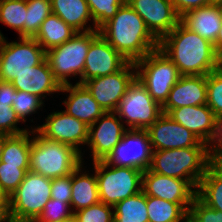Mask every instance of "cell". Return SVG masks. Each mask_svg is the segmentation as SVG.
<instances>
[{
    "label": "cell",
    "instance_id": "cell-1",
    "mask_svg": "<svg viewBox=\"0 0 222 222\" xmlns=\"http://www.w3.org/2000/svg\"><path fill=\"white\" fill-rule=\"evenodd\" d=\"M159 49L175 64L181 76L208 75L222 66L214 45L181 21L159 41Z\"/></svg>",
    "mask_w": 222,
    "mask_h": 222
},
{
    "label": "cell",
    "instance_id": "cell-2",
    "mask_svg": "<svg viewBox=\"0 0 222 222\" xmlns=\"http://www.w3.org/2000/svg\"><path fill=\"white\" fill-rule=\"evenodd\" d=\"M99 33L129 62L135 63L159 48V41L127 2L99 29Z\"/></svg>",
    "mask_w": 222,
    "mask_h": 222
},
{
    "label": "cell",
    "instance_id": "cell-3",
    "mask_svg": "<svg viewBox=\"0 0 222 222\" xmlns=\"http://www.w3.org/2000/svg\"><path fill=\"white\" fill-rule=\"evenodd\" d=\"M210 163L208 147L155 150L149 169L163 176L187 180L197 190Z\"/></svg>",
    "mask_w": 222,
    "mask_h": 222
},
{
    "label": "cell",
    "instance_id": "cell-4",
    "mask_svg": "<svg viewBox=\"0 0 222 222\" xmlns=\"http://www.w3.org/2000/svg\"><path fill=\"white\" fill-rule=\"evenodd\" d=\"M32 130L38 135L31 142L30 171L53 179L72 174L82 164L83 155L74 147L46 139L36 129Z\"/></svg>",
    "mask_w": 222,
    "mask_h": 222
},
{
    "label": "cell",
    "instance_id": "cell-5",
    "mask_svg": "<svg viewBox=\"0 0 222 222\" xmlns=\"http://www.w3.org/2000/svg\"><path fill=\"white\" fill-rule=\"evenodd\" d=\"M52 179L28 171L10 195L9 222H34L51 199Z\"/></svg>",
    "mask_w": 222,
    "mask_h": 222
},
{
    "label": "cell",
    "instance_id": "cell-6",
    "mask_svg": "<svg viewBox=\"0 0 222 222\" xmlns=\"http://www.w3.org/2000/svg\"><path fill=\"white\" fill-rule=\"evenodd\" d=\"M93 166L100 202L115 206L121 200L142 191V170L108 165L104 160L93 162Z\"/></svg>",
    "mask_w": 222,
    "mask_h": 222
},
{
    "label": "cell",
    "instance_id": "cell-7",
    "mask_svg": "<svg viewBox=\"0 0 222 222\" xmlns=\"http://www.w3.org/2000/svg\"><path fill=\"white\" fill-rule=\"evenodd\" d=\"M135 66L136 78L150 96L163 106L181 76L178 68L159 48L135 62Z\"/></svg>",
    "mask_w": 222,
    "mask_h": 222
},
{
    "label": "cell",
    "instance_id": "cell-8",
    "mask_svg": "<svg viewBox=\"0 0 222 222\" xmlns=\"http://www.w3.org/2000/svg\"><path fill=\"white\" fill-rule=\"evenodd\" d=\"M114 112L121 120L126 118L128 129L133 130H146L163 114L162 106L137 78L130 84Z\"/></svg>",
    "mask_w": 222,
    "mask_h": 222
},
{
    "label": "cell",
    "instance_id": "cell-9",
    "mask_svg": "<svg viewBox=\"0 0 222 222\" xmlns=\"http://www.w3.org/2000/svg\"><path fill=\"white\" fill-rule=\"evenodd\" d=\"M19 42L0 39V81L12 82L19 74L41 64L46 51L34 38L19 37Z\"/></svg>",
    "mask_w": 222,
    "mask_h": 222
},
{
    "label": "cell",
    "instance_id": "cell-10",
    "mask_svg": "<svg viewBox=\"0 0 222 222\" xmlns=\"http://www.w3.org/2000/svg\"><path fill=\"white\" fill-rule=\"evenodd\" d=\"M90 48V31L78 32L70 40L46 52V59L61 85L69 84L68 78L82 77L86 56Z\"/></svg>",
    "mask_w": 222,
    "mask_h": 222
},
{
    "label": "cell",
    "instance_id": "cell-11",
    "mask_svg": "<svg viewBox=\"0 0 222 222\" xmlns=\"http://www.w3.org/2000/svg\"><path fill=\"white\" fill-rule=\"evenodd\" d=\"M135 72V63L128 62L121 70L89 79L83 85L105 112L115 111L122 96L136 78Z\"/></svg>",
    "mask_w": 222,
    "mask_h": 222
},
{
    "label": "cell",
    "instance_id": "cell-12",
    "mask_svg": "<svg viewBox=\"0 0 222 222\" xmlns=\"http://www.w3.org/2000/svg\"><path fill=\"white\" fill-rule=\"evenodd\" d=\"M152 147L146 130L128 129L122 140L104 160L108 165L149 169Z\"/></svg>",
    "mask_w": 222,
    "mask_h": 222
},
{
    "label": "cell",
    "instance_id": "cell-13",
    "mask_svg": "<svg viewBox=\"0 0 222 222\" xmlns=\"http://www.w3.org/2000/svg\"><path fill=\"white\" fill-rule=\"evenodd\" d=\"M128 62L100 35L99 30L90 31V48L81 80L77 83L83 84L89 79L113 74Z\"/></svg>",
    "mask_w": 222,
    "mask_h": 222
},
{
    "label": "cell",
    "instance_id": "cell-14",
    "mask_svg": "<svg viewBox=\"0 0 222 222\" xmlns=\"http://www.w3.org/2000/svg\"><path fill=\"white\" fill-rule=\"evenodd\" d=\"M152 150H168L189 147H208L190 130L163 113L146 129Z\"/></svg>",
    "mask_w": 222,
    "mask_h": 222
},
{
    "label": "cell",
    "instance_id": "cell-15",
    "mask_svg": "<svg viewBox=\"0 0 222 222\" xmlns=\"http://www.w3.org/2000/svg\"><path fill=\"white\" fill-rule=\"evenodd\" d=\"M144 20L147 29L160 41L180 22L171 0H126Z\"/></svg>",
    "mask_w": 222,
    "mask_h": 222
},
{
    "label": "cell",
    "instance_id": "cell-16",
    "mask_svg": "<svg viewBox=\"0 0 222 222\" xmlns=\"http://www.w3.org/2000/svg\"><path fill=\"white\" fill-rule=\"evenodd\" d=\"M120 121L114 111H108L89 126L87 145L92 150L93 162L105 160L122 140L128 128Z\"/></svg>",
    "mask_w": 222,
    "mask_h": 222
},
{
    "label": "cell",
    "instance_id": "cell-17",
    "mask_svg": "<svg viewBox=\"0 0 222 222\" xmlns=\"http://www.w3.org/2000/svg\"><path fill=\"white\" fill-rule=\"evenodd\" d=\"M36 129L46 139L68 144L80 153L79 145L87 144L89 126L65 111L53 112Z\"/></svg>",
    "mask_w": 222,
    "mask_h": 222
},
{
    "label": "cell",
    "instance_id": "cell-18",
    "mask_svg": "<svg viewBox=\"0 0 222 222\" xmlns=\"http://www.w3.org/2000/svg\"><path fill=\"white\" fill-rule=\"evenodd\" d=\"M183 179L163 176L144 170L142 175V191L146 196H153L173 203H192L197 190Z\"/></svg>",
    "mask_w": 222,
    "mask_h": 222
},
{
    "label": "cell",
    "instance_id": "cell-19",
    "mask_svg": "<svg viewBox=\"0 0 222 222\" xmlns=\"http://www.w3.org/2000/svg\"><path fill=\"white\" fill-rule=\"evenodd\" d=\"M207 103V75L180 76L172 87L163 113L171 109L189 106H200Z\"/></svg>",
    "mask_w": 222,
    "mask_h": 222
},
{
    "label": "cell",
    "instance_id": "cell-20",
    "mask_svg": "<svg viewBox=\"0 0 222 222\" xmlns=\"http://www.w3.org/2000/svg\"><path fill=\"white\" fill-rule=\"evenodd\" d=\"M167 115L208 144L214 131L215 114L207 104L171 109Z\"/></svg>",
    "mask_w": 222,
    "mask_h": 222
},
{
    "label": "cell",
    "instance_id": "cell-21",
    "mask_svg": "<svg viewBox=\"0 0 222 222\" xmlns=\"http://www.w3.org/2000/svg\"><path fill=\"white\" fill-rule=\"evenodd\" d=\"M60 92L69 93L67 100L63 102L66 106L64 111L87 126L92 125L105 113L83 84L62 85Z\"/></svg>",
    "mask_w": 222,
    "mask_h": 222
},
{
    "label": "cell",
    "instance_id": "cell-22",
    "mask_svg": "<svg viewBox=\"0 0 222 222\" xmlns=\"http://www.w3.org/2000/svg\"><path fill=\"white\" fill-rule=\"evenodd\" d=\"M11 83L16 90L31 93L41 99L46 97L45 94L60 92L62 87L54 77L47 59L19 74Z\"/></svg>",
    "mask_w": 222,
    "mask_h": 222
},
{
    "label": "cell",
    "instance_id": "cell-23",
    "mask_svg": "<svg viewBox=\"0 0 222 222\" xmlns=\"http://www.w3.org/2000/svg\"><path fill=\"white\" fill-rule=\"evenodd\" d=\"M180 21L214 45L222 24V3L190 10L181 16Z\"/></svg>",
    "mask_w": 222,
    "mask_h": 222
},
{
    "label": "cell",
    "instance_id": "cell-24",
    "mask_svg": "<svg viewBox=\"0 0 222 222\" xmlns=\"http://www.w3.org/2000/svg\"><path fill=\"white\" fill-rule=\"evenodd\" d=\"M52 14L57 15L77 32H89L95 27H85L93 18L86 0H51ZM94 28V29H93Z\"/></svg>",
    "mask_w": 222,
    "mask_h": 222
},
{
    "label": "cell",
    "instance_id": "cell-25",
    "mask_svg": "<svg viewBox=\"0 0 222 222\" xmlns=\"http://www.w3.org/2000/svg\"><path fill=\"white\" fill-rule=\"evenodd\" d=\"M82 167L83 165L80 164L72 173L70 205L74 212L100 202L96 174L89 175L86 171L82 174Z\"/></svg>",
    "mask_w": 222,
    "mask_h": 222
},
{
    "label": "cell",
    "instance_id": "cell-26",
    "mask_svg": "<svg viewBox=\"0 0 222 222\" xmlns=\"http://www.w3.org/2000/svg\"><path fill=\"white\" fill-rule=\"evenodd\" d=\"M196 196L208 207L222 212V163L209 164L200 180Z\"/></svg>",
    "mask_w": 222,
    "mask_h": 222
},
{
    "label": "cell",
    "instance_id": "cell-27",
    "mask_svg": "<svg viewBox=\"0 0 222 222\" xmlns=\"http://www.w3.org/2000/svg\"><path fill=\"white\" fill-rule=\"evenodd\" d=\"M77 33L57 15L51 14L40 25L37 34L33 38L47 52L67 42Z\"/></svg>",
    "mask_w": 222,
    "mask_h": 222
},
{
    "label": "cell",
    "instance_id": "cell-28",
    "mask_svg": "<svg viewBox=\"0 0 222 222\" xmlns=\"http://www.w3.org/2000/svg\"><path fill=\"white\" fill-rule=\"evenodd\" d=\"M146 203L149 222H183L192 204L173 203L153 196H146Z\"/></svg>",
    "mask_w": 222,
    "mask_h": 222
},
{
    "label": "cell",
    "instance_id": "cell-29",
    "mask_svg": "<svg viewBox=\"0 0 222 222\" xmlns=\"http://www.w3.org/2000/svg\"><path fill=\"white\" fill-rule=\"evenodd\" d=\"M33 131L19 135H9L5 139L1 162L5 165L17 166V168H30V149ZM31 139V140H30Z\"/></svg>",
    "mask_w": 222,
    "mask_h": 222
},
{
    "label": "cell",
    "instance_id": "cell-30",
    "mask_svg": "<svg viewBox=\"0 0 222 222\" xmlns=\"http://www.w3.org/2000/svg\"><path fill=\"white\" fill-rule=\"evenodd\" d=\"M113 212L114 222H149L143 191L118 202Z\"/></svg>",
    "mask_w": 222,
    "mask_h": 222
},
{
    "label": "cell",
    "instance_id": "cell-31",
    "mask_svg": "<svg viewBox=\"0 0 222 222\" xmlns=\"http://www.w3.org/2000/svg\"><path fill=\"white\" fill-rule=\"evenodd\" d=\"M26 0H0V22L26 37Z\"/></svg>",
    "mask_w": 222,
    "mask_h": 222
},
{
    "label": "cell",
    "instance_id": "cell-32",
    "mask_svg": "<svg viewBox=\"0 0 222 222\" xmlns=\"http://www.w3.org/2000/svg\"><path fill=\"white\" fill-rule=\"evenodd\" d=\"M26 37L33 38L40 25L52 14L51 0H26Z\"/></svg>",
    "mask_w": 222,
    "mask_h": 222
},
{
    "label": "cell",
    "instance_id": "cell-33",
    "mask_svg": "<svg viewBox=\"0 0 222 222\" xmlns=\"http://www.w3.org/2000/svg\"><path fill=\"white\" fill-rule=\"evenodd\" d=\"M96 30L112 19L126 0H86Z\"/></svg>",
    "mask_w": 222,
    "mask_h": 222
},
{
    "label": "cell",
    "instance_id": "cell-34",
    "mask_svg": "<svg viewBox=\"0 0 222 222\" xmlns=\"http://www.w3.org/2000/svg\"><path fill=\"white\" fill-rule=\"evenodd\" d=\"M215 116L222 115V66L207 75V103Z\"/></svg>",
    "mask_w": 222,
    "mask_h": 222
},
{
    "label": "cell",
    "instance_id": "cell-35",
    "mask_svg": "<svg viewBox=\"0 0 222 222\" xmlns=\"http://www.w3.org/2000/svg\"><path fill=\"white\" fill-rule=\"evenodd\" d=\"M114 206L99 202L95 205L80 209L74 212L77 222H113Z\"/></svg>",
    "mask_w": 222,
    "mask_h": 222
},
{
    "label": "cell",
    "instance_id": "cell-36",
    "mask_svg": "<svg viewBox=\"0 0 222 222\" xmlns=\"http://www.w3.org/2000/svg\"><path fill=\"white\" fill-rule=\"evenodd\" d=\"M43 103V99L36 95L16 90L12 107L20 120L25 122L26 116L35 114L38 109H41Z\"/></svg>",
    "mask_w": 222,
    "mask_h": 222
},
{
    "label": "cell",
    "instance_id": "cell-37",
    "mask_svg": "<svg viewBox=\"0 0 222 222\" xmlns=\"http://www.w3.org/2000/svg\"><path fill=\"white\" fill-rule=\"evenodd\" d=\"M30 168H17L0 162V187L10 196L23 181Z\"/></svg>",
    "mask_w": 222,
    "mask_h": 222
},
{
    "label": "cell",
    "instance_id": "cell-38",
    "mask_svg": "<svg viewBox=\"0 0 222 222\" xmlns=\"http://www.w3.org/2000/svg\"><path fill=\"white\" fill-rule=\"evenodd\" d=\"M71 209V210H70ZM74 214L71 205L55 199H50L42 213L34 222H58Z\"/></svg>",
    "mask_w": 222,
    "mask_h": 222
},
{
    "label": "cell",
    "instance_id": "cell-39",
    "mask_svg": "<svg viewBox=\"0 0 222 222\" xmlns=\"http://www.w3.org/2000/svg\"><path fill=\"white\" fill-rule=\"evenodd\" d=\"M188 218L192 222H222V212L208 207L196 196L190 205Z\"/></svg>",
    "mask_w": 222,
    "mask_h": 222
},
{
    "label": "cell",
    "instance_id": "cell-40",
    "mask_svg": "<svg viewBox=\"0 0 222 222\" xmlns=\"http://www.w3.org/2000/svg\"><path fill=\"white\" fill-rule=\"evenodd\" d=\"M20 118L13 110L12 106L0 103V133L7 135H19L28 131V129H20L17 124Z\"/></svg>",
    "mask_w": 222,
    "mask_h": 222
},
{
    "label": "cell",
    "instance_id": "cell-41",
    "mask_svg": "<svg viewBox=\"0 0 222 222\" xmlns=\"http://www.w3.org/2000/svg\"><path fill=\"white\" fill-rule=\"evenodd\" d=\"M72 196V174L52 179L51 199L70 204Z\"/></svg>",
    "mask_w": 222,
    "mask_h": 222
},
{
    "label": "cell",
    "instance_id": "cell-42",
    "mask_svg": "<svg viewBox=\"0 0 222 222\" xmlns=\"http://www.w3.org/2000/svg\"><path fill=\"white\" fill-rule=\"evenodd\" d=\"M207 146L211 162L222 163V115L215 117L213 135Z\"/></svg>",
    "mask_w": 222,
    "mask_h": 222
},
{
    "label": "cell",
    "instance_id": "cell-43",
    "mask_svg": "<svg viewBox=\"0 0 222 222\" xmlns=\"http://www.w3.org/2000/svg\"><path fill=\"white\" fill-rule=\"evenodd\" d=\"M177 14L181 17L190 10L214 3L212 0H171Z\"/></svg>",
    "mask_w": 222,
    "mask_h": 222
},
{
    "label": "cell",
    "instance_id": "cell-44",
    "mask_svg": "<svg viewBox=\"0 0 222 222\" xmlns=\"http://www.w3.org/2000/svg\"><path fill=\"white\" fill-rule=\"evenodd\" d=\"M16 89L11 82L0 81V103L12 106Z\"/></svg>",
    "mask_w": 222,
    "mask_h": 222
},
{
    "label": "cell",
    "instance_id": "cell-45",
    "mask_svg": "<svg viewBox=\"0 0 222 222\" xmlns=\"http://www.w3.org/2000/svg\"><path fill=\"white\" fill-rule=\"evenodd\" d=\"M10 196L0 187V211L9 219Z\"/></svg>",
    "mask_w": 222,
    "mask_h": 222
},
{
    "label": "cell",
    "instance_id": "cell-46",
    "mask_svg": "<svg viewBox=\"0 0 222 222\" xmlns=\"http://www.w3.org/2000/svg\"><path fill=\"white\" fill-rule=\"evenodd\" d=\"M214 49L218 57L222 60V24H221L219 34L214 44Z\"/></svg>",
    "mask_w": 222,
    "mask_h": 222
},
{
    "label": "cell",
    "instance_id": "cell-47",
    "mask_svg": "<svg viewBox=\"0 0 222 222\" xmlns=\"http://www.w3.org/2000/svg\"><path fill=\"white\" fill-rule=\"evenodd\" d=\"M9 135L4 134V133H0V162H1V156L3 153V146L5 143V139L8 137Z\"/></svg>",
    "mask_w": 222,
    "mask_h": 222
},
{
    "label": "cell",
    "instance_id": "cell-48",
    "mask_svg": "<svg viewBox=\"0 0 222 222\" xmlns=\"http://www.w3.org/2000/svg\"><path fill=\"white\" fill-rule=\"evenodd\" d=\"M58 222H77V221H76L74 215H72V216H70V217H68L66 219H63L61 221H58Z\"/></svg>",
    "mask_w": 222,
    "mask_h": 222
},
{
    "label": "cell",
    "instance_id": "cell-49",
    "mask_svg": "<svg viewBox=\"0 0 222 222\" xmlns=\"http://www.w3.org/2000/svg\"><path fill=\"white\" fill-rule=\"evenodd\" d=\"M0 222H9L8 218L0 211Z\"/></svg>",
    "mask_w": 222,
    "mask_h": 222
},
{
    "label": "cell",
    "instance_id": "cell-50",
    "mask_svg": "<svg viewBox=\"0 0 222 222\" xmlns=\"http://www.w3.org/2000/svg\"><path fill=\"white\" fill-rule=\"evenodd\" d=\"M214 3H222V0H212Z\"/></svg>",
    "mask_w": 222,
    "mask_h": 222
},
{
    "label": "cell",
    "instance_id": "cell-51",
    "mask_svg": "<svg viewBox=\"0 0 222 222\" xmlns=\"http://www.w3.org/2000/svg\"><path fill=\"white\" fill-rule=\"evenodd\" d=\"M183 222H192L189 218H186Z\"/></svg>",
    "mask_w": 222,
    "mask_h": 222
},
{
    "label": "cell",
    "instance_id": "cell-52",
    "mask_svg": "<svg viewBox=\"0 0 222 222\" xmlns=\"http://www.w3.org/2000/svg\"><path fill=\"white\" fill-rule=\"evenodd\" d=\"M1 38H4V36H3V35L1 34V32H0V39H1Z\"/></svg>",
    "mask_w": 222,
    "mask_h": 222
}]
</instances>
